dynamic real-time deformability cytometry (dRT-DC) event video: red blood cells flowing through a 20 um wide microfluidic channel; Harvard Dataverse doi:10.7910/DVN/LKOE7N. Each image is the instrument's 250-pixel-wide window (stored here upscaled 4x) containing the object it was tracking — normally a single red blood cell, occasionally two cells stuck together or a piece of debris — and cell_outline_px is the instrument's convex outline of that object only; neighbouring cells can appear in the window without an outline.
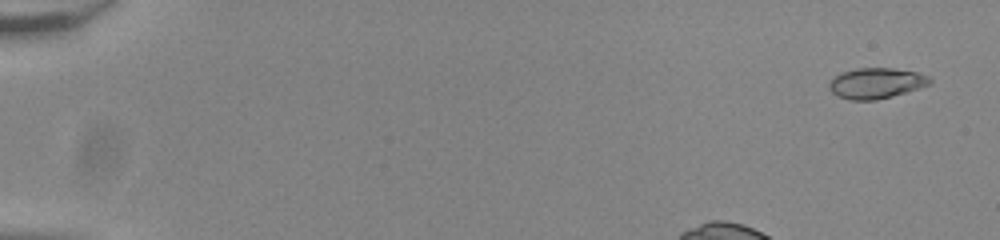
{"species": "common noctule bat (a hibernating species)", "species_latin": "Nyctalus noctula", "temperature_condition": "room temperature", "stored_images_in_passage": 42, "camera_frame_rate_fps": 3000, "um_per_image_px": 0.085, "animal": {"sex": "male", "body_mass_g": 20.0, "forearm_length_mm": 53.3}, "frame": {"image": 1, "passage_image": 3, "time_ms": 0.667, "image_size_px": [1000, 240], "cell_outline_px": [[932, 80], [928, 84], [892, 96], [876, 100], [852, 100], [840, 96], [832, 92], [828, 88], [828, 84], [840, 72], [856, 68], [892, 68], [916, 72], [928, 76]], "centroid_in_image_um": [74.43, 7.06], "position_along_channel_um": 10.6, "area_um2": 17.63}}
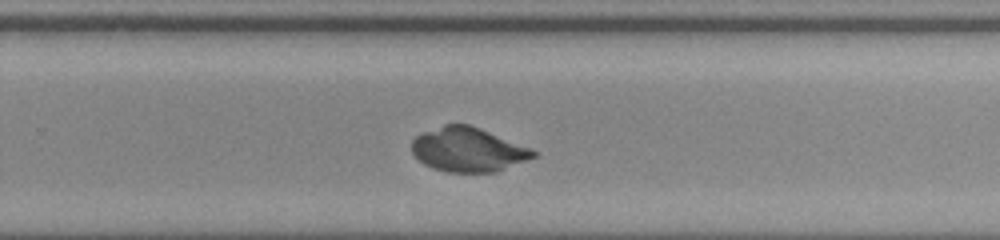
{"frame": {"image": 2, "passage_image": 33, "time_ms": 10.667, "image_size_px": [1000, 240], "cell_outline_px": [[536, 156], [496, 172], [444, 172], [432, 168], [424, 164], [412, 152], [412, 140], [416, 136], [424, 132], [444, 124], [468, 124], [480, 128], [532, 148], [536, 152]], "centroid_in_image_um": [39.78, 12.72], "position_along_channel_um": 290.0, "area_um2": 31.21}}
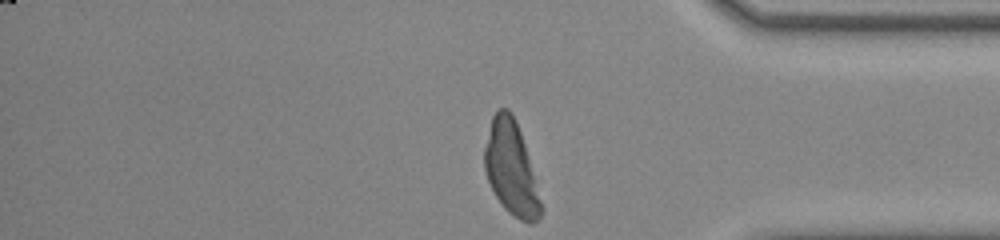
{"frame": {"image": 3, "passage_image": 42, "time_ms": 13.667, "image_size_px": [1000, 240], "cell_outline_px": [[544, 208], [540, 216], [532, 224], [528, 224], [520, 220], [508, 212], [504, 208], [496, 196], [488, 180], [484, 168], [484, 148], [492, 116], [500, 108], [508, 108], [512, 112], [520, 132], [524, 144]], "centroid_in_image_um": [43.45, 14.34], "position_along_channel_um": 391.8, "area_um2": 30.52}}